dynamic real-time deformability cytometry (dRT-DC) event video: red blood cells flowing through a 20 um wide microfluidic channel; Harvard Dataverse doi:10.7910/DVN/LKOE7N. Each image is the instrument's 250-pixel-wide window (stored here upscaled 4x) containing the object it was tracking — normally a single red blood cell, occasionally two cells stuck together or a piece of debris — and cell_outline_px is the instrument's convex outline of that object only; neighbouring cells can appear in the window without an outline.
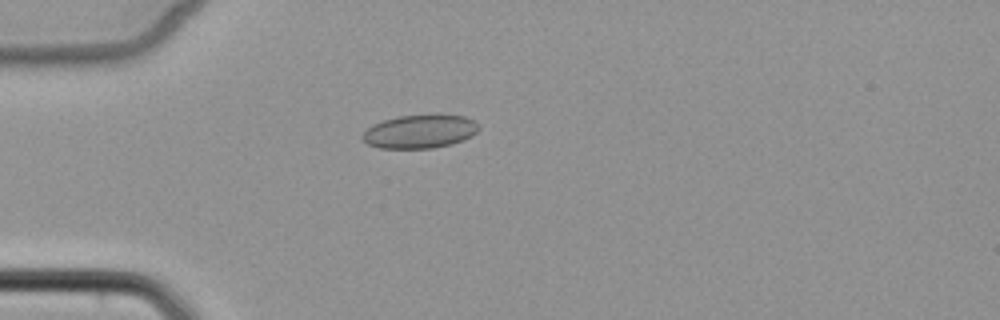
{"species": "common noctule bat (a hibernating species)", "species_latin": "Nyctalus noctula", "temperature_condition": "cold", "stored_images_in_passage": 3, "camera_frame_rate_fps": 3000, "um_per_image_px": 0.085, "animal": {"sex": "female", "body_mass_g": 22.7, "forearm_length_mm": 54.2}, "frame": {"image": 1, "passage_image": 2, "time_ms": 1.0, "image_size_px": [1000, 320], "cell_outline_px": [[480, 128], [472, 136], [464, 140], [452, 144], [432, 148], [380, 148], [368, 144], [360, 136], [372, 124], [384, 120], [400, 116], [464, 116], [472, 120]], "centroid_in_image_um": [35.67, 11.2], "position_along_channel_um": 49.3, "area_um2": 22.25}}